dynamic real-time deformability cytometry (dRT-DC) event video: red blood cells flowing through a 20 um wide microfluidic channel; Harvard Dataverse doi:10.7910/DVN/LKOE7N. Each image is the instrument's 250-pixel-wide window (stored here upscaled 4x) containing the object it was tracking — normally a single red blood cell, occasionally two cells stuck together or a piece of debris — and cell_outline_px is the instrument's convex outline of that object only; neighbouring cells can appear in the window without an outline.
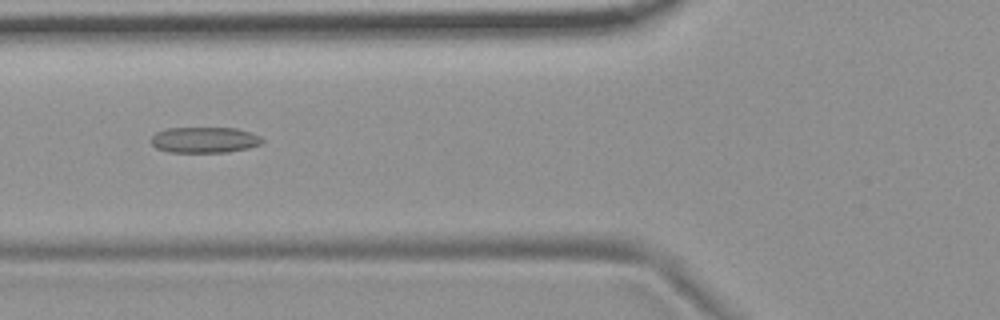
{"species": "common noctule bat (a hibernating species)", "species_latin": "Nyctalus noctula", "temperature_condition": "room temperature", "stored_images_in_passage": 44, "camera_frame_rate_fps": 3000, "um_per_image_px": 0.085, "animal": {"sex": "female", "body_mass_g": 19.9}, "frame": {"image": 1, "passage_image": 13, "time_ms": 4.0, "image_size_px": [1000, 320], "cell_outline_px": [[264, 140], [260, 144], [248, 148], [228, 152], [168, 152], [156, 148], [152, 144], [152, 136], [156, 132], [168, 128], [236, 128], [260, 136]], "centroid_in_image_um": [17.37, 11.89], "position_along_channel_um": 108.4, "area_um2": 16.65}}
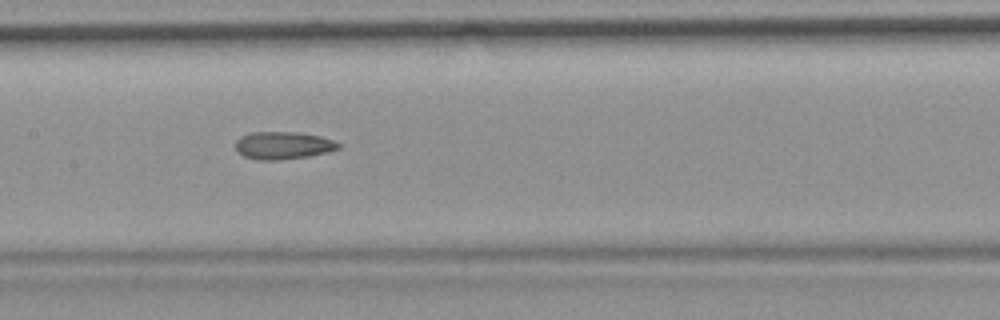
{"frame": {"image": 2, "passage_image": 19, "time_ms": 6.0, "image_size_px": [1000, 320], "cell_outline_px": [[340, 148], [328, 152], [308, 156], [280, 160], [256, 160], [244, 156], [236, 152], [236, 140], [240, 136], [252, 132], [296, 132], [320, 136], [332, 140], [340, 144]], "centroid_in_image_um": [24.03, 12.36], "position_along_channel_um": 183.4, "area_um2": 16.59}}
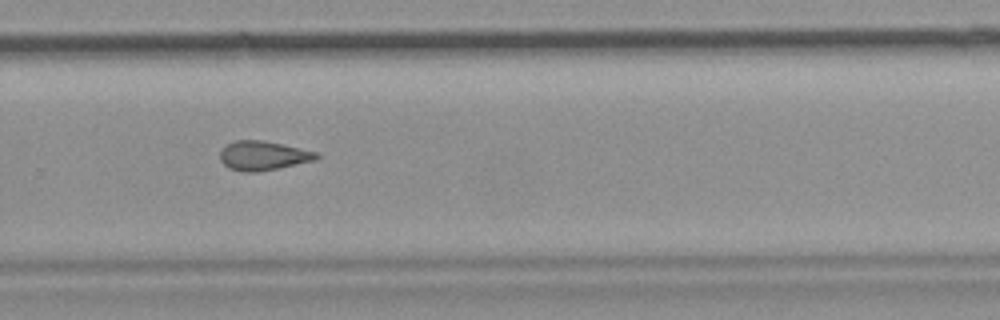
{"frame": {"image": 3, "passage_image": 29, "time_ms": 9.333, "image_size_px": [1000, 320], "cell_outline_px": [[320, 156], [316, 160], [256, 172], [240, 172], [228, 168], [220, 160], [220, 152], [228, 144], [236, 140], [260, 140], [280, 144], [316, 152]], "centroid_in_image_um": [22.33, 13.24], "position_along_channel_um": 307.5, "area_um2": 16.13}}